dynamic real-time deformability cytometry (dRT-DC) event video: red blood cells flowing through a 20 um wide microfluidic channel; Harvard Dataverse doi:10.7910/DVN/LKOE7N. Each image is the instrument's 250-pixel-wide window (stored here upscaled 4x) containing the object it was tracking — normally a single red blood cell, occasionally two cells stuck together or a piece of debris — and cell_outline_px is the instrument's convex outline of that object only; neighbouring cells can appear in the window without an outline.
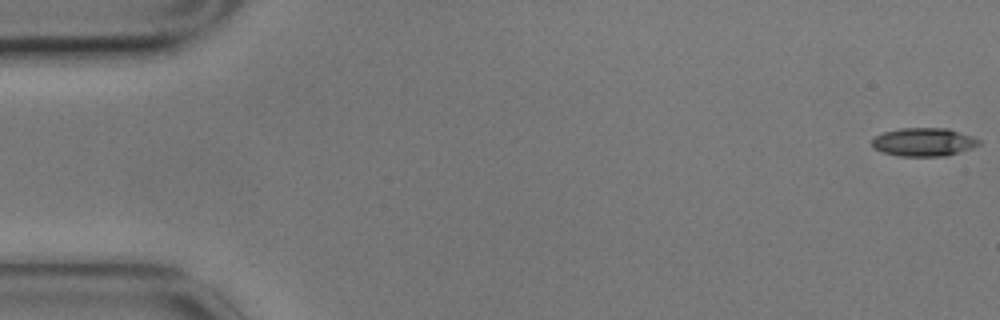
{"species": "common noctule bat (a hibernating species)", "species_latin": "Nyctalus noctula", "temperature_condition": "cold", "stored_images_in_passage": 18, "camera_frame_rate_fps": 3000, "um_per_image_px": 0.085, "animal": {"sex": "male", "body_mass_g": 17.9}, "frame": {"image": 1, "passage_image": 1, "time_ms": 0.0, "image_size_px": [1000, 320], "cell_outline_px": [[980, 144], [972, 148], [944, 156], [900, 156], [884, 152], [876, 148], [872, 144], [872, 140], [876, 136], [884, 132], [900, 128], [948, 128], [972, 136], [980, 140]], "centroid_in_image_um": [78.54, 12.06], "position_along_channel_um": 6.5, "area_um2": 17.46}}
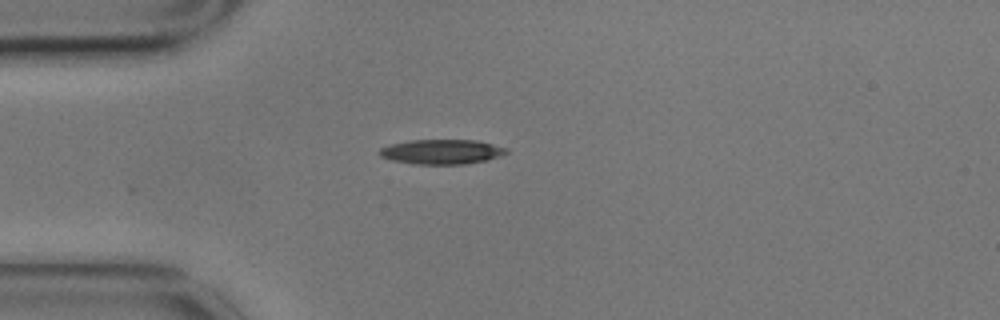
{"frame": {"image": 2, "passage_image": 15, "time_ms": 4.667, "image_size_px": [1000, 320], "cell_outline_px": [[508, 152], [500, 156], [488, 160], [464, 164], [412, 164], [392, 160], [380, 156], [376, 152], [380, 148], [392, 144], [412, 140], [476, 140], [508, 148]], "centroid_in_image_um": [37.54, 12.9], "position_along_channel_um": 47.5, "area_um2": 18.32}}